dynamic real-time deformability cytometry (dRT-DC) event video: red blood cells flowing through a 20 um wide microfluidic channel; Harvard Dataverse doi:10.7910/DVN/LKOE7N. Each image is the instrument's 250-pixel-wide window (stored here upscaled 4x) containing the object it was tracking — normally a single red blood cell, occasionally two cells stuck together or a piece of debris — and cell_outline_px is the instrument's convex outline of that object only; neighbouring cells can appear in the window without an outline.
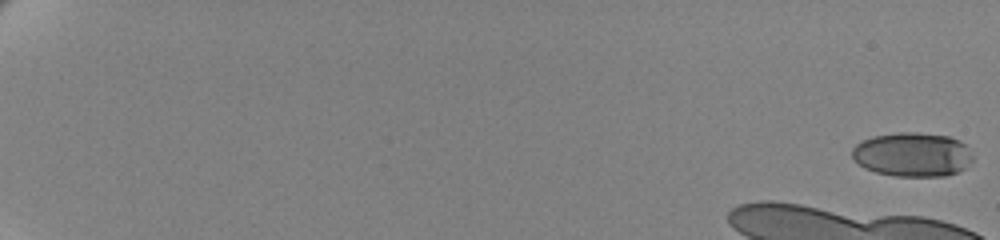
{"species": "human", "species_latin": "Homo sapiens", "temperature_condition": "cold", "stored_images_in_passage": 53, "camera_frame_rate_fps": 3000, "um_per_image_px": 0.085, "donor": {"sex": "female"}, "frame": {"image": 1, "passage_image": 1, "time_ms": 0.0, "image_size_px": [1000, 240], "cell_outline_px": [[972, 160], [964, 168], [956, 172], [944, 176], [896, 176], [876, 172], [864, 168], [852, 156], [852, 148], [856, 144], [864, 140], [876, 136], [900, 132], [916, 132], [948, 136], [960, 140], [964, 144], [972, 156]], "centroid_in_image_um": [77.56, 13.13], "position_along_channel_um": 7.4, "area_um2": 30.75}}
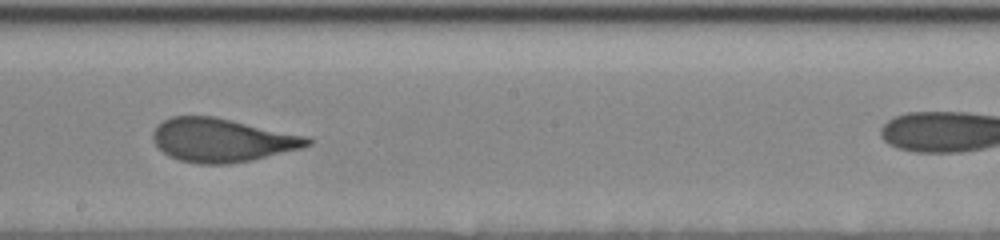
{"frame": {"image": 2, "passage_image": 35, "time_ms": 11.333, "image_size_px": [1000, 240], "cell_outline_px": [[312, 144], [300, 148], [252, 160], [228, 164], [200, 164], [180, 160], [168, 156], [152, 140], [152, 132], [164, 120], [172, 116], [212, 116], [308, 136], [312, 140]], "centroid_in_image_um": [18.86, 11.91], "position_along_channel_um": 229.3, "area_um2": 38.9}}
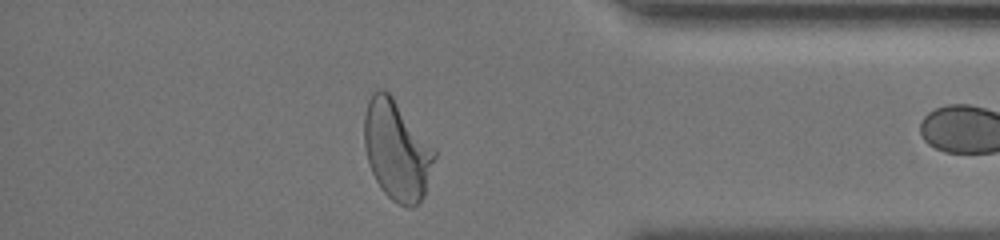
{"frame": {"image": 3, "passage_image": 51, "time_ms": 16.667, "image_size_px": [1000, 240], "cell_outline_px": [[436, 156], [424, 196], [412, 208], [408, 208], [396, 204], [380, 188], [372, 172], [364, 148], [364, 112], [368, 100], [372, 92], [380, 88], [384, 88], [392, 96], [436, 148]], "centroid_in_image_um": [33.73, 12.76], "position_along_channel_um": 401.5, "area_um2": 41.27}}